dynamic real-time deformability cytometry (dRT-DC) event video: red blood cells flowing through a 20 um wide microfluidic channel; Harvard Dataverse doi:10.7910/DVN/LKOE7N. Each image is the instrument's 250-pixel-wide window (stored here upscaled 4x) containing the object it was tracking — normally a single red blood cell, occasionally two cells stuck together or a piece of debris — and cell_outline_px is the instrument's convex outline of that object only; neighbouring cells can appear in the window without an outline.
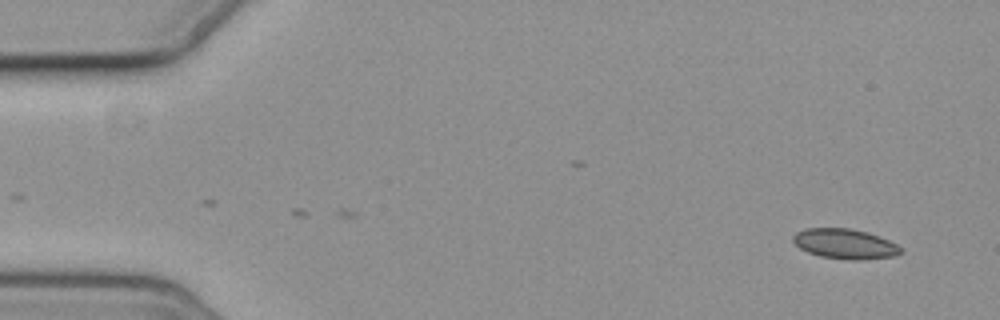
{"species": "common noctule bat (a hibernating species)", "species_latin": "Nyctalus noctula", "temperature_condition": "cold", "stored_images_in_passage": 2, "camera_frame_rate_fps": 3000, "um_per_image_px": 0.085, "animal": {"sex": "female", "body_mass_g": 19.3, "forearm_length_mm": 54.1}, "frame": {"image": 1, "passage_image": 2, "time_ms": 2.0, "image_size_px": [1000, 320], "cell_outline_px": [[904, 252], [896, 256], [864, 260], [848, 260], [820, 256], [808, 252], [800, 248], [792, 240], [792, 236], [796, 232], [804, 228], [848, 228], [868, 232], [880, 236], [904, 248]], "centroid_in_image_um": [71.86, 20.73], "position_along_channel_um": 13.1, "area_um2": 19.13}}